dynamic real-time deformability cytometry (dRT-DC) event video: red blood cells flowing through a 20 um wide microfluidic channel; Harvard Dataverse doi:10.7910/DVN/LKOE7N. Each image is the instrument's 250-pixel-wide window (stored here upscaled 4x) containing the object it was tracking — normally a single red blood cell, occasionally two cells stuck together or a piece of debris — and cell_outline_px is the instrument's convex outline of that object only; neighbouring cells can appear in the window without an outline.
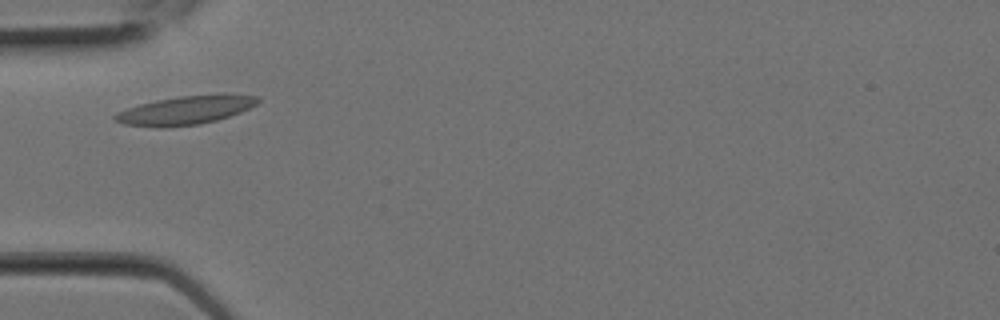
{"species": "Egyptian fruit bat (a non-hibernating species)", "species_latin": "Rousettus aegyptiacus", "temperature_condition": "room temperature", "stored_images_in_passage": 4, "camera_frame_rate_fps": 3000, "um_per_image_px": 0.085, "animal": {"sex": "female"}, "frame": {"image": 1, "passage_image": 3, "time_ms": 0.667, "image_size_px": [1000, 320], "cell_outline_px": [[260, 100], [256, 104], [240, 112], [216, 120], [200, 124], [164, 128], [156, 128], [124, 124], [116, 120], [112, 116], [116, 112], [140, 104], [156, 100], [180, 96], [216, 92], [224, 92], [260, 96]], "centroid_in_image_um": [15.81, 9.34], "position_along_channel_um": 69.2, "area_um2": 24.39}}